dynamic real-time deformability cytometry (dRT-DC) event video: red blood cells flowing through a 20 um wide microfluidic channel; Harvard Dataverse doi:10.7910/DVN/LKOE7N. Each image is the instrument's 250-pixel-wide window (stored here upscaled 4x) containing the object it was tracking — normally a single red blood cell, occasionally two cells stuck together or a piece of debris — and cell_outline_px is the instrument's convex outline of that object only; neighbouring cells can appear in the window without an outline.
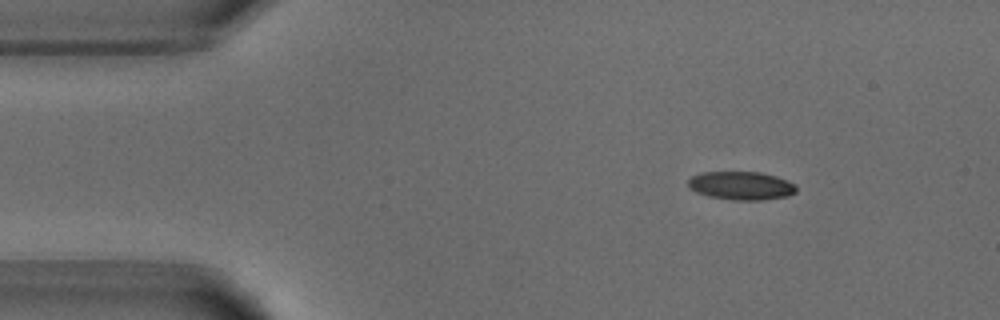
{"species": "common noctule bat (a hibernating species)", "species_latin": "Nyctalus noctula", "temperature_condition": "warm", "stored_images_in_passage": 46, "camera_frame_rate_fps": 3000, "um_per_image_px": 0.085, "animal": {"sex": "male", "body_mass_g": 18.8}, "frame": {"image": 1, "passage_image": 1, "time_ms": 0.0, "image_size_px": [1000, 320], "cell_outline_px": [[796, 192], [788, 196], [764, 200], [732, 200], [708, 196], [696, 192], [688, 188], [688, 180], [692, 176], [700, 172], [760, 172], [776, 176], [788, 180], [796, 184]], "centroid_in_image_um": [63.01, 15.78], "position_along_channel_um": 22.0, "area_um2": 18.09}}
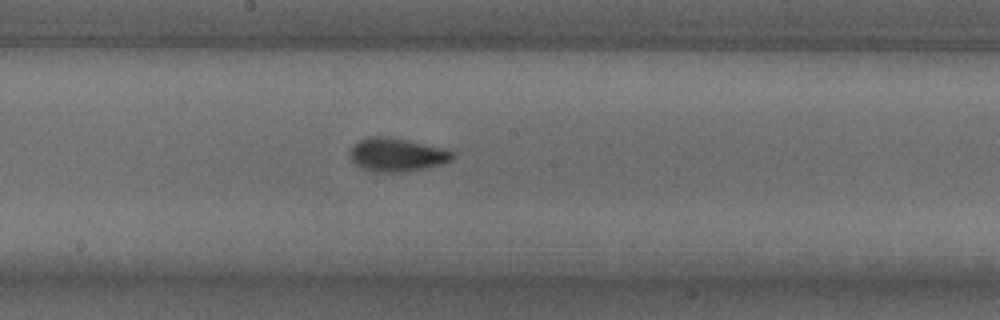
{"frame": {"image": 2, "passage_image": 21, "time_ms": 6.667, "image_size_px": [1000, 320], "cell_outline_px": [[456, 156], [452, 160], [440, 164], [424, 168], [400, 172], [372, 172], [360, 168], [352, 164], [348, 152], [352, 144], [368, 136], [388, 136], [452, 148], [456, 152]], "centroid_in_image_um": [33.75, 13.13], "position_along_channel_um": 214.5, "area_um2": 20.87}}
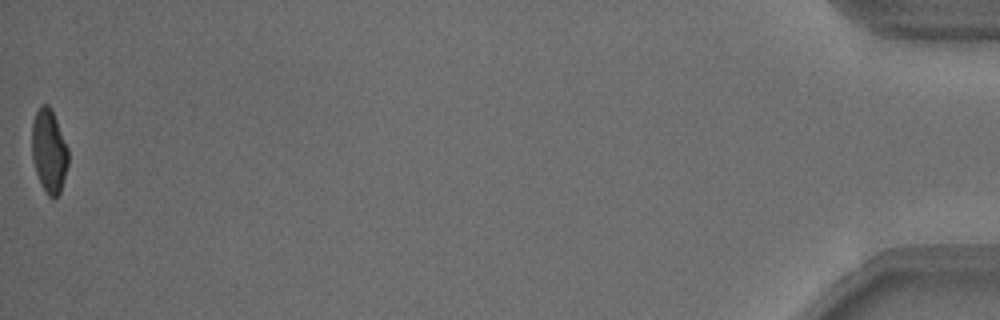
{"frame": {"image": 3, "passage_image": 46, "time_ms": 15.0, "image_size_px": [1000, 320], "cell_outline_px": [[68, 164], [60, 192], [52, 200], [44, 192], [36, 172], [32, 160], [32, 120], [40, 104], [48, 104], [56, 120], [68, 148]], "centroid_in_image_um": [4.15, 12.85], "position_along_channel_um": 431.1, "area_um2": 17.69}, "authors_computed_cell_mechanics": {"area_um2": 18.8139, "velocity_mm_per_s": 3.8446, "shape_relaxation_time_tau1_ms": 5.8572, "shape_relaxation_time_tau2_ms": 2.1688, "deformation_change_tau1": 0.1691, "deformation_change_tau2": 0.0742}}